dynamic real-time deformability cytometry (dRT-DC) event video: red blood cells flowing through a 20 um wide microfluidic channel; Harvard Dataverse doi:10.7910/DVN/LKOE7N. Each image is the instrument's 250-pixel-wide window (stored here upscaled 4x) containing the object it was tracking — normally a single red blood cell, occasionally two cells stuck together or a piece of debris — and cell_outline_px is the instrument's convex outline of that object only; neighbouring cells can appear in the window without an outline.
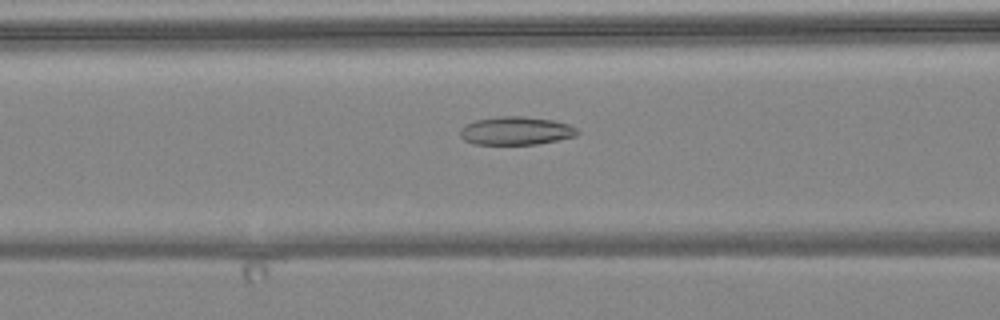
{"species": "common noctule bat (a hibernating species)", "species_latin": "Nyctalus noctula", "temperature_condition": "warm", "stored_images_in_passage": 6, "segment_of_instrument_passage": [2, 2], "camera_frame_rate_fps": 3000, "um_per_image_px": 0.085, "animal": {"sex": "female", "body_mass_g": 24.6, "forearm_length_mm": 56.2}, "frame": {"image": 1, "passage_image": 6, "time_ms": 6.667, "image_size_px": [1000, 320], "cell_outline_px": [[580, 132], [576, 136], [536, 144], [472, 144], [464, 140], [460, 136], [460, 128], [464, 124], [476, 120], [500, 116], [524, 116], [552, 120], [568, 124], [576, 128]], "centroid_in_image_um": [43.82, 11.11], "position_along_channel_um": 122.8, "area_um2": 19.31}}